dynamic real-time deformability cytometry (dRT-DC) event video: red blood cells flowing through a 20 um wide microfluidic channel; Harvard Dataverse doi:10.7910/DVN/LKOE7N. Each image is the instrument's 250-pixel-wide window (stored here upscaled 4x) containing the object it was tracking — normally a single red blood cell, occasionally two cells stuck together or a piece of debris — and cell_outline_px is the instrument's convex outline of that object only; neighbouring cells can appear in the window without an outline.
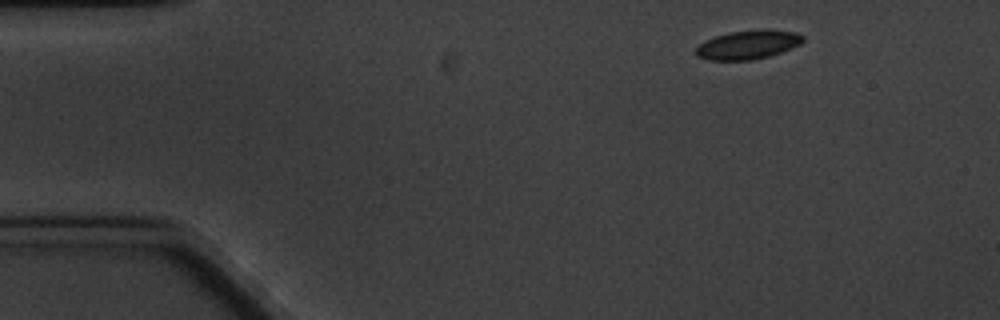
{"species": "common noctule bat (a hibernating species)", "species_latin": "Nyctalus noctula", "temperature_condition": "cold", "stored_images_in_passage": 5, "camera_frame_rate_fps": 3000, "um_per_image_px": 0.085, "animal": {"sex": "male", "body_mass_g": 20.1, "forearm_length_mm": 53.5}, "frame": {"image": 1, "passage_image": 1, "time_ms": 0.0, "image_size_px": [1000, 320], "cell_outline_px": [[804, 40], [800, 44], [792, 48], [768, 56], [752, 60], [708, 60], [696, 56], [692, 52], [700, 44], [716, 36], [728, 32], [760, 28], [768, 28], [796, 32], [804, 36]], "centroid_in_image_um": [63.59, 3.78], "position_along_channel_um": 21.4, "area_um2": 18.32}}
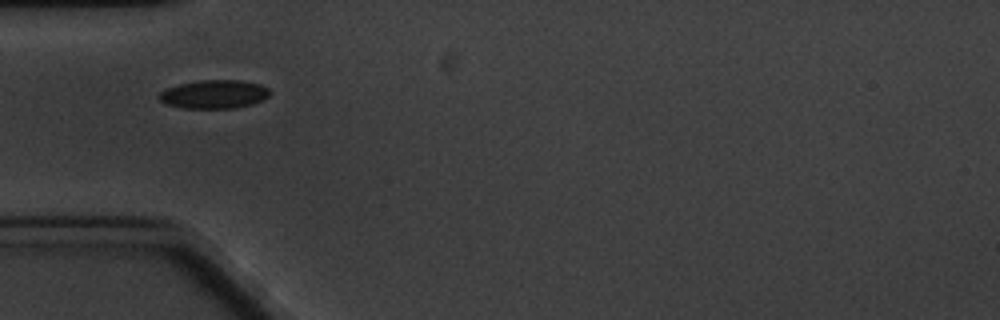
{"frame": {"image": 2, "passage_image": 4, "time_ms": 3.667, "image_size_px": [1000, 320], "cell_outline_px": [[272, 92], [268, 96], [252, 104], [236, 108], [184, 108], [164, 104], [156, 96], [164, 88], [180, 84], [200, 80], [240, 80], [260, 84], [268, 88]], "centroid_in_image_um": [18.16, 8.01], "position_along_channel_um": 66.8, "area_um2": 18.55}}